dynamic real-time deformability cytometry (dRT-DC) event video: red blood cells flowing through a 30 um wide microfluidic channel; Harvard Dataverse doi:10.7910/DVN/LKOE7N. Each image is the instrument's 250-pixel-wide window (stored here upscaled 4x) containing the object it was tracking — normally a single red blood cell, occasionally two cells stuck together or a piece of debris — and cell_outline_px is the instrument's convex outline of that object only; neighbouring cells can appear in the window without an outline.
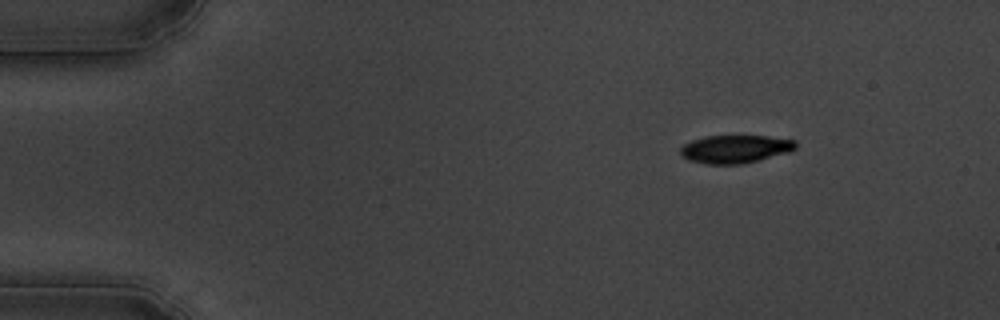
{"species": "common noctule bat (a hibernating species)", "species_latin": "Nyctalus noctula", "temperature_condition": "cold", "stored_images_in_passage": 13, "segment_of_instrument_passage": [2, 2], "camera_frame_rate_fps": 3000, "um_per_image_px": 0.085, "animal": {"sex": "male", "body_mass_g": 19.5, "forearm_length_mm": 54.6}, "frame": {"image": 1, "passage_image": 13, "time_ms": 4.0, "image_size_px": [1000, 320], "cell_outline_px": [[796, 148], [788, 152], [740, 164], [708, 164], [688, 160], [680, 152], [680, 148], [684, 144], [692, 140], [704, 136], [768, 136], [796, 140]], "centroid_in_image_um": [62.48, 12.65], "position_along_channel_um": 22.5, "area_um2": 18.61}}